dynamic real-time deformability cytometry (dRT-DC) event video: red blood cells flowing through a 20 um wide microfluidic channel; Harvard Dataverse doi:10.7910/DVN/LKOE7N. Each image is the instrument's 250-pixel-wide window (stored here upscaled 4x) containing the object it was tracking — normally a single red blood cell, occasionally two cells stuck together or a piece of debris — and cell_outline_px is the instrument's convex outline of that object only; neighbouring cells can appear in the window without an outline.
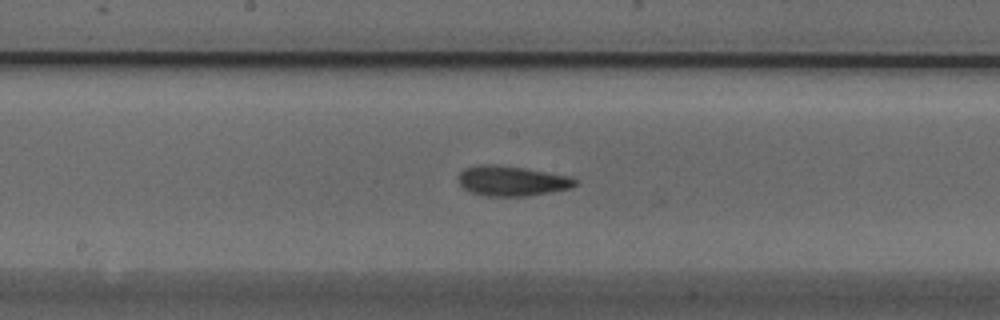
{"species": "Egyptian fruit bat (a non-hibernating species)", "species_latin": "Rousettus aegyptiacus", "temperature_condition": "cold", "stored_images_in_passage": 48, "camera_frame_rate_fps": 3000, "um_per_image_px": 0.085, "animal": {"sex": "male"}, "frame": {"image": 1, "passage_image": 27, "time_ms": 8.667, "image_size_px": [1000, 320], "cell_outline_px": [[580, 184], [572, 188], [552, 192], [524, 196], [484, 196], [472, 192], [464, 188], [456, 180], [456, 176], [464, 168], [480, 164], [496, 164], [524, 168], [572, 176], [580, 180]], "centroid_in_image_um": [43.55, 15.37], "position_along_channel_um": 204.7, "area_um2": 20.92}}